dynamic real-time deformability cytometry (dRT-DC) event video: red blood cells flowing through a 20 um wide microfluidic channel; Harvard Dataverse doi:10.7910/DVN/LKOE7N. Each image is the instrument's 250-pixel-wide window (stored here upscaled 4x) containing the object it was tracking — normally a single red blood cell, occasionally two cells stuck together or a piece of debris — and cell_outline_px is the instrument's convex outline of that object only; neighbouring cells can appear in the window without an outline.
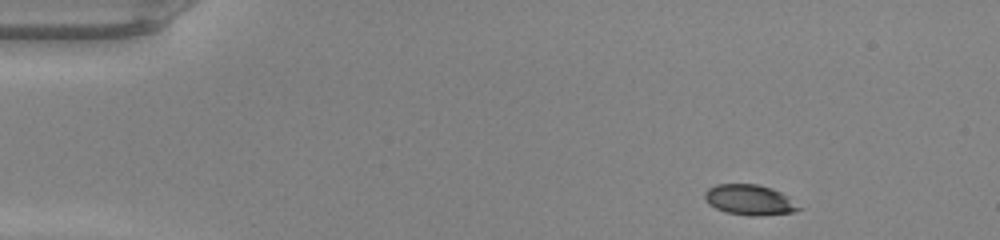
{"species": "common noctule bat (a hibernating species)", "species_latin": "Nyctalus noctula", "temperature_condition": "warm", "stored_images_in_passage": 43, "camera_frame_rate_fps": 3000, "um_per_image_px": 0.085, "animal": {"sex": "male", "body_mass_g": 20.0, "forearm_length_mm": 53.3}, "frame": {"image": 1, "passage_image": 1, "time_ms": 0.0, "image_size_px": [1000, 240], "cell_outline_px": [[804, 208], [792, 212], [756, 216], [748, 216], [728, 212], [716, 208], [708, 204], [704, 196], [704, 192], [708, 188], [716, 184], [756, 184], [772, 188], [788, 196]], "centroid_in_image_um": [63.73, 16.98], "position_along_channel_um": 21.3, "area_um2": 16.7}}
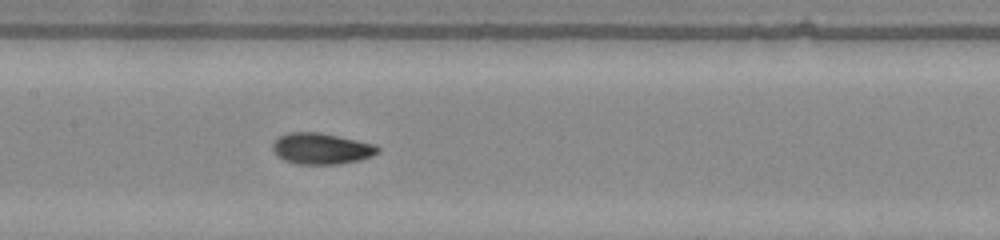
{"frame": {"image": 2, "passage_image": 19, "time_ms": 6.0, "image_size_px": [1000, 240], "cell_outline_px": [[380, 152], [372, 156], [360, 160], [340, 164], [296, 164], [284, 160], [276, 156], [272, 148], [272, 144], [280, 136], [288, 132], [320, 132], [376, 144], [380, 148]], "centroid_in_image_um": [27.33, 12.63], "position_along_channel_um": 180.1, "area_um2": 19.31}}
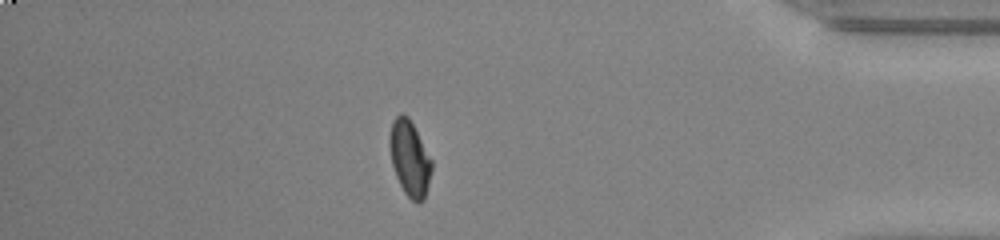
{"frame": {"image": 3, "passage_image": 37, "time_ms": 12.0, "image_size_px": [1000, 240], "cell_outline_px": [[432, 168], [424, 200], [420, 204], [416, 204], [404, 192], [396, 176], [392, 164], [388, 144], [388, 136], [392, 120], [400, 112], [408, 116], [432, 160]], "centroid_in_image_um": [34.8, 13.45], "position_along_channel_um": 400.4, "area_um2": 18.61}, "authors_computed_cell_mechanics": {"area_um2": 18.3226, "velocity_mm_per_s": 4.2599, "shape_relaxation_time_tau1_ms": 2.9458, "shape_relaxation_time_tau2_ms": 0.9132, "deformation_change_tau1": 0.162, "deformation_change_tau2": 0.0575}}